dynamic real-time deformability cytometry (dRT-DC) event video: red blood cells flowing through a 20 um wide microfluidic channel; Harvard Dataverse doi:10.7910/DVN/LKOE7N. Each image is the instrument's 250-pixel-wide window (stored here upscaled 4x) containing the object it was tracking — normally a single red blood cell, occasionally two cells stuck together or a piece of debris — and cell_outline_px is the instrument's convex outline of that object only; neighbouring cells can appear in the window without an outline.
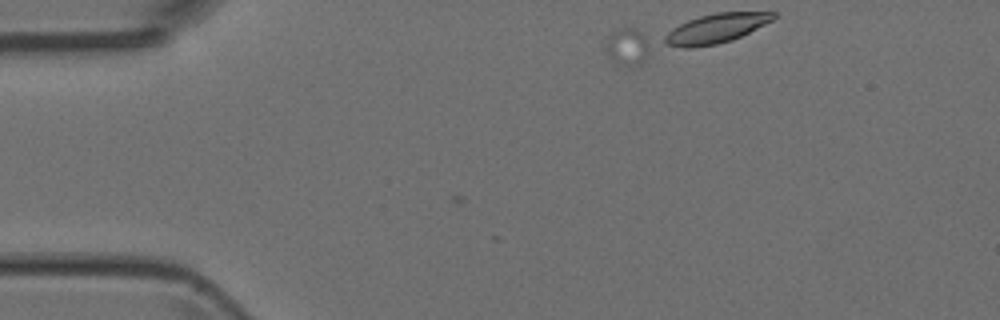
{"species": "Egyptian fruit bat (a non-hibernating species)", "species_latin": "Rousettus aegyptiacus", "temperature_condition": "room temperature", "stored_images_in_passage": 8, "camera_frame_rate_fps": 3000, "um_per_image_px": 0.085, "animal": {"sex": "female"}, "frame": {"image": 1, "passage_image": 1, "time_ms": 0.0, "image_size_px": [1000, 320], "cell_outline_px": [[776, 16], [772, 20], [732, 40], [640, 64], [624, 64], [612, 60], [604, 48], [608, 36], [612, 32], [620, 28], [716, 12], [776, 12]], "centroid_in_image_um": [57.82, 3.01], "position_along_channel_um": 27.2, "area_um2": 36.65}}